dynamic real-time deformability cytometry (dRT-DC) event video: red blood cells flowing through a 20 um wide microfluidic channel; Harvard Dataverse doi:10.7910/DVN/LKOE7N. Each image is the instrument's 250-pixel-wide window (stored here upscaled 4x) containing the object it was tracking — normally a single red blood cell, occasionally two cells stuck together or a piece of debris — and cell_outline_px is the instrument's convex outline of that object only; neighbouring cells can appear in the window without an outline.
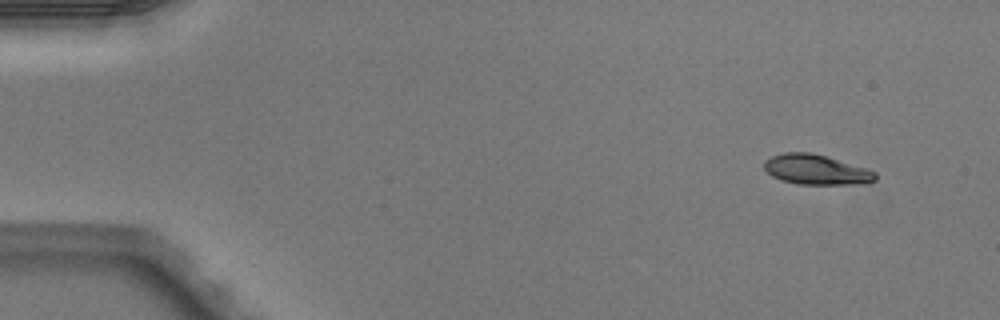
{"species": "Egyptian fruit bat (a non-hibernating species)", "species_latin": "Rousettus aegyptiacus", "temperature_condition": "warm", "stored_images_in_passage": 4, "camera_frame_rate_fps": 3000, "um_per_image_px": 0.085, "animal": {"sex": "male"}, "frame": {"image": 1, "passage_image": 1, "time_ms": 0.0, "image_size_px": [1000, 320], "cell_outline_px": [[876, 180], [864, 184], [796, 184], [780, 180], [772, 176], [764, 168], [764, 160], [772, 156], [784, 152], [808, 152], [824, 156], [868, 168], [876, 172]], "centroid_in_image_um": [69.38, 14.43], "position_along_channel_um": 15.6, "area_um2": 19.48}}
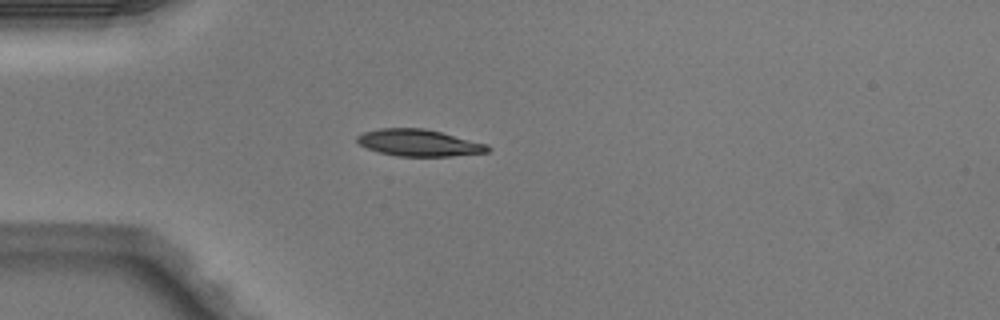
{"frame": {"image": 2, "passage_image": 4, "time_ms": 1.0, "image_size_px": [1000, 320], "cell_outline_px": [[492, 148], [488, 152], [452, 156], [396, 156], [376, 152], [360, 144], [356, 140], [356, 136], [364, 132], [380, 128], [424, 128], [488, 144]], "centroid_in_image_um": [35.61, 12.14], "position_along_channel_um": 49.4, "area_um2": 20.4}}